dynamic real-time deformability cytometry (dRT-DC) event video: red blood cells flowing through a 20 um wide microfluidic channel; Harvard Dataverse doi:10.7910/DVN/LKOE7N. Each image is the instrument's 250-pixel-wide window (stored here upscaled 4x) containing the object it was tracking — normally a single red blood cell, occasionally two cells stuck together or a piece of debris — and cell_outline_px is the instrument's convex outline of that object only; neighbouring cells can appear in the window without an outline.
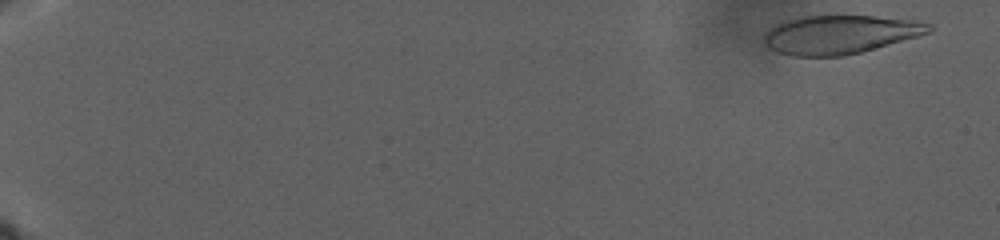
{"species": "human", "species_latin": "Homo sapiens", "temperature_condition": "warm", "stored_images_in_passage": 99, "camera_frame_rate_fps": 3000, "um_per_image_px": 0.085, "donor": {"sex": "male"}, "frame": {"image": 1, "passage_image": 5, "time_ms": 1.667, "image_size_px": [1000, 240], "cell_outline_px": [[932, 32], [860, 52], [840, 56], [792, 56], [776, 52], [768, 48], [764, 44], [764, 36], [768, 28], [780, 20], [792, 16], [876, 16], [916, 20], [932, 24]], "centroid_in_image_um": [71.33, 2.92], "position_along_channel_um": 13.7, "area_um2": 37.51}}
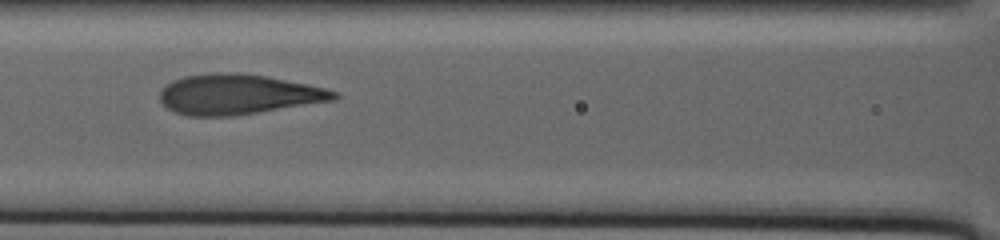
{"frame": {"image": 2, "passage_image": 57, "time_ms": 21.0, "image_size_px": [1000, 240], "cell_outline_px": [[340, 96], [336, 100], [232, 116], [188, 116], [176, 112], [168, 108], [160, 100], [160, 92], [172, 80], [184, 76], [216, 72], [240, 72], [264, 76], [308, 84], [340, 92]], "centroid_in_image_um": [20.27, 8.02], "position_along_channel_um": 146.3, "area_um2": 40.69}}
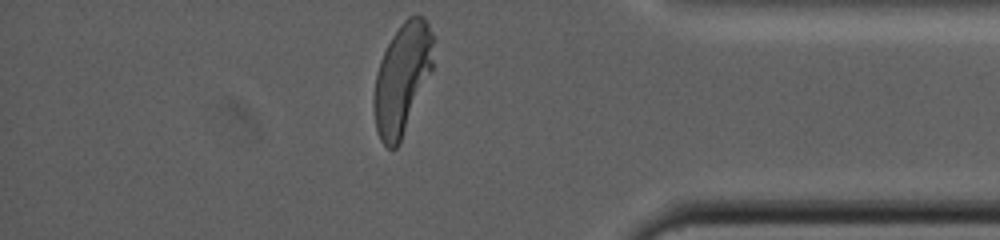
{"frame": {"image": 3, "passage_image": 97, "time_ms": 36.0, "image_size_px": [1000, 240], "cell_outline_px": [[432, 68], [400, 144], [392, 152], [380, 140], [376, 128], [372, 104], [372, 100], [376, 72], [380, 60], [392, 36], [400, 24], [408, 16], [424, 16], [432, 32]], "centroid_in_image_um": [34.14, 6.72], "position_along_channel_um": 401.1, "area_um2": 38.26}}